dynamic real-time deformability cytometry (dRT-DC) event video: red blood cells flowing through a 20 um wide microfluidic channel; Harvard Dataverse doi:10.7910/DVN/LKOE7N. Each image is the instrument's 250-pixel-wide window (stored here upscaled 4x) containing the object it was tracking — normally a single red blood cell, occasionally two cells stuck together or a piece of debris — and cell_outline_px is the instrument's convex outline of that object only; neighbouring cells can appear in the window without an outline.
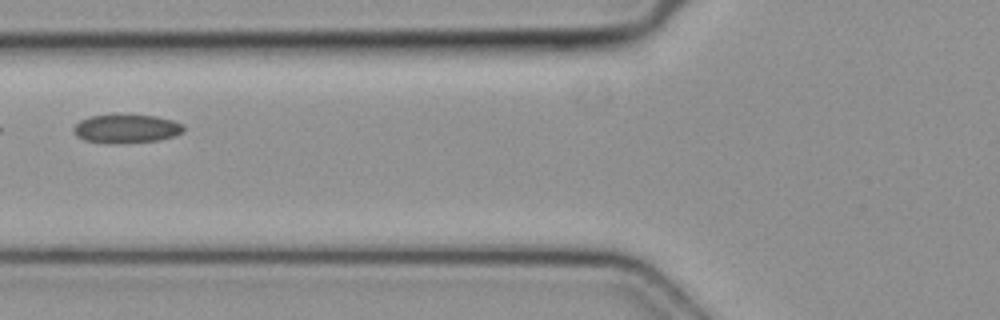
{"species": "common noctule bat (a hibernating species)", "species_latin": "Nyctalus noctula", "temperature_condition": "cold", "stored_images_in_passage": 3, "camera_frame_rate_fps": 3000, "um_per_image_px": 0.085, "animal": {"sex": "female", "body_mass_g": 19.3, "forearm_length_mm": 54.1}, "frame": {"image": 1, "passage_image": 3, "time_ms": 0.667, "image_size_px": [1000, 320], "cell_outline_px": [[184, 128], [180, 132], [172, 136], [156, 140], [84, 140], [76, 136], [72, 132], [72, 128], [80, 120], [88, 116], [156, 116], [172, 120], [184, 124]], "centroid_in_image_um": [10.72, 10.89], "position_along_channel_um": 115.1, "area_um2": 16.94}}